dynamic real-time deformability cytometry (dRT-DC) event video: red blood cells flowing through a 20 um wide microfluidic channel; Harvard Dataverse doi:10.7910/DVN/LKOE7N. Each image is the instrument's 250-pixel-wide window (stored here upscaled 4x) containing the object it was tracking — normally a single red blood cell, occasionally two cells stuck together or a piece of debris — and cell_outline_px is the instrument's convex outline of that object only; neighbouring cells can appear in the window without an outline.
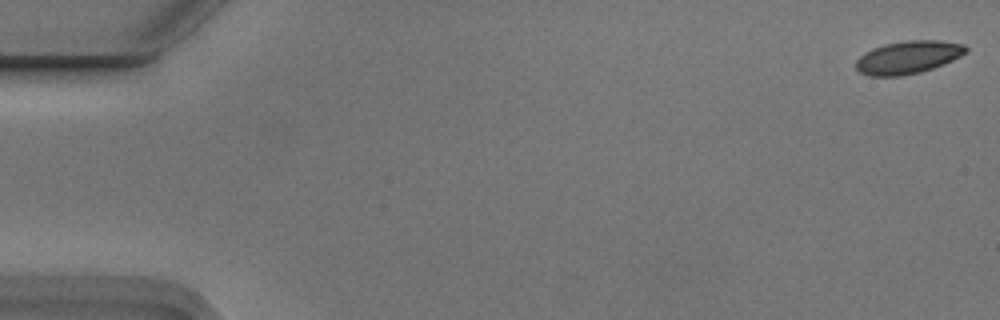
{"species": "Egyptian fruit bat (a non-hibernating species)", "species_latin": "Rousettus aegyptiacus", "temperature_condition": "cold", "stored_images_in_passage": 16, "segment_of_instrument_passage": [1, 2], "camera_frame_rate_fps": 3000, "um_per_image_px": 0.085, "animal": {"sex": "male"}, "frame": {"image": 1, "passage_image": 1, "time_ms": 0.0, "image_size_px": [1000, 320], "cell_outline_px": [[968, 52], [944, 64], [920, 72], [900, 76], [868, 76], [860, 72], [856, 68], [856, 60], [864, 52], [872, 48], [884, 44], [908, 40], [940, 40], [964, 44], [968, 48]], "centroid_in_image_um": [77.19, 4.86], "position_along_channel_um": 7.8, "area_um2": 21.15}}
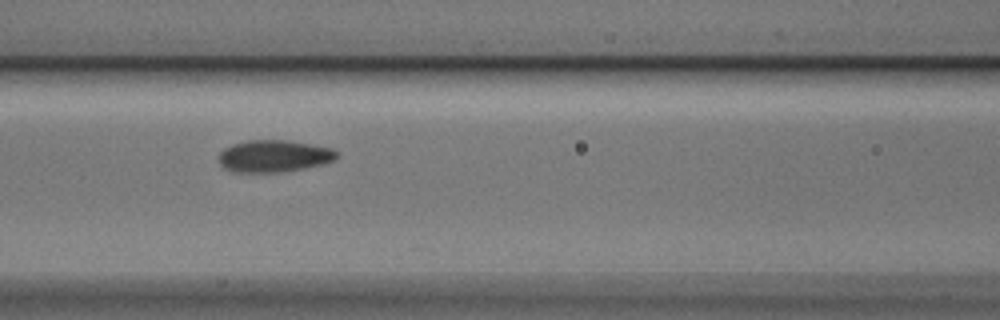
{"frame": {"image": 2, "passage_image": 7, "time_ms": 2.0, "image_size_px": [1000, 320], "cell_outline_px": [[340, 156], [336, 160], [304, 168], [280, 172], [232, 172], [224, 168], [220, 164], [216, 156], [224, 148], [232, 144], [248, 140], [284, 140], [332, 148]], "centroid_in_image_um": [23.24, 13.27], "position_along_channel_um": 143.4, "area_um2": 22.08}}
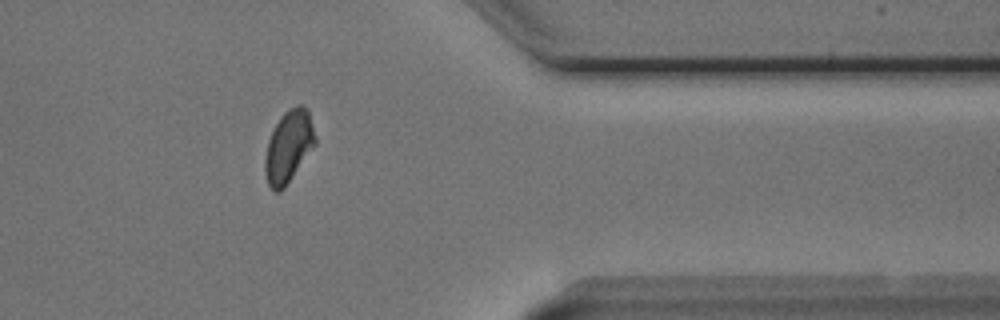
{"frame": {"image": 3, "passage_image": 13, "time_ms": 4.0, "image_size_px": [1000, 320], "cell_outline_px": [[316, 144], [284, 188], [280, 192], [276, 192], [268, 184], [264, 172], [264, 160], [268, 140], [280, 116], [288, 108], [296, 104], [300, 104], [308, 108], [316, 140]], "centroid_in_image_um": [24.53, 12.43], "position_along_channel_um": 386.9, "area_um2": 21.1}}